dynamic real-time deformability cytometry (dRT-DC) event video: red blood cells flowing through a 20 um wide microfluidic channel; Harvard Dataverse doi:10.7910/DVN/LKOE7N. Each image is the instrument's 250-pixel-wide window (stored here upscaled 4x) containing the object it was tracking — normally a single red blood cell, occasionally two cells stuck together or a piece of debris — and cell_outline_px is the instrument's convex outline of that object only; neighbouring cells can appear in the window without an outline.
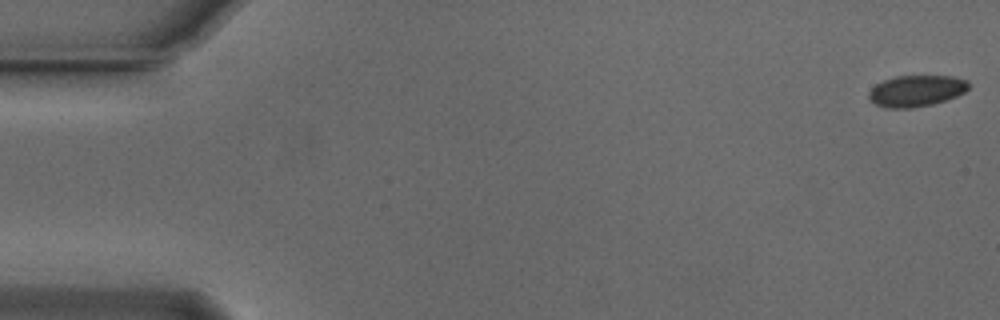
{"species": "Egyptian fruit bat (a non-hibernating species)", "species_latin": "Rousettus aegyptiacus", "temperature_condition": "cold", "stored_images_in_passage": 55, "camera_frame_rate_fps": 3000, "um_per_image_px": 0.085, "animal": {"sex": "male"}, "frame": {"image": 1, "passage_image": 1, "time_ms": 0.0, "image_size_px": [1000, 320], "cell_outline_px": [[968, 88], [964, 92], [956, 96], [932, 104], [912, 108], [884, 108], [868, 100], [868, 92], [876, 84], [884, 80], [896, 76], [952, 76], [968, 80]], "centroid_in_image_um": [77.85, 7.73], "position_along_channel_um": 7.2, "area_um2": 18.21}}
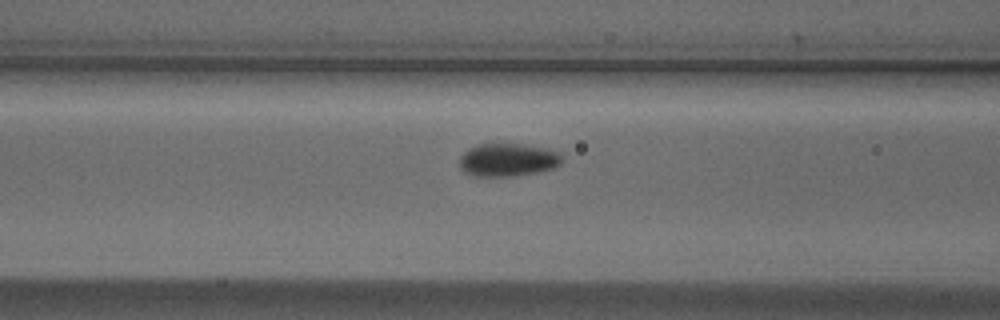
{"frame": {"image": 2, "passage_image": 22, "time_ms": 7.0, "image_size_px": [1000, 320], "cell_outline_px": [[564, 160], [560, 164], [552, 168], [540, 172], [512, 176], [472, 176], [464, 172], [460, 168], [460, 156], [468, 148], [476, 144], [524, 144], [560, 152]], "centroid_in_image_um": [43.16, 13.59], "position_along_channel_um": 123.4, "area_um2": 19.88}}
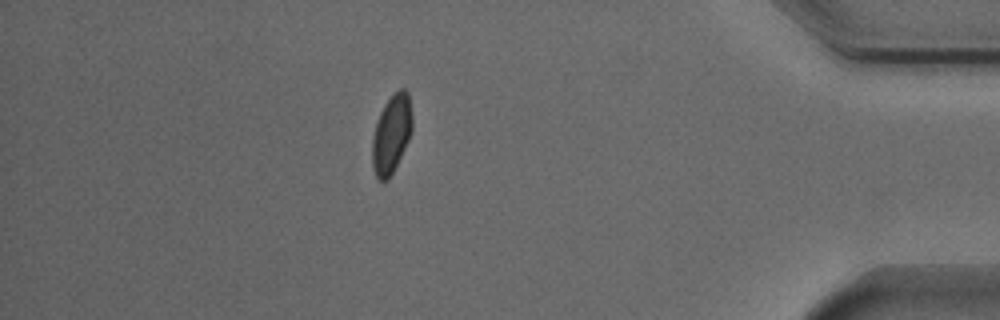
{"frame": {"image": 3, "passage_image": 48, "time_ms": 15.667, "image_size_px": [1000, 320], "cell_outline_px": [[412, 132], [388, 180], [380, 180], [376, 176], [372, 168], [372, 136], [380, 112], [384, 104], [392, 92], [400, 88], [404, 88], [408, 92], [412, 116]], "centroid_in_image_um": [33.27, 11.34], "position_along_channel_um": 401.9, "area_um2": 18.26}, "authors_computed_cell_mechanics": {"area_um2": 19.1318, "velocity_mm_per_s": 3.73, "shape_relaxation_time_tau1_ms": 1.6009, "shape_relaxation_time_tau2_ms": null, "deformation_change_tau1": 0.0707, "deformation_change_tau2": null}}